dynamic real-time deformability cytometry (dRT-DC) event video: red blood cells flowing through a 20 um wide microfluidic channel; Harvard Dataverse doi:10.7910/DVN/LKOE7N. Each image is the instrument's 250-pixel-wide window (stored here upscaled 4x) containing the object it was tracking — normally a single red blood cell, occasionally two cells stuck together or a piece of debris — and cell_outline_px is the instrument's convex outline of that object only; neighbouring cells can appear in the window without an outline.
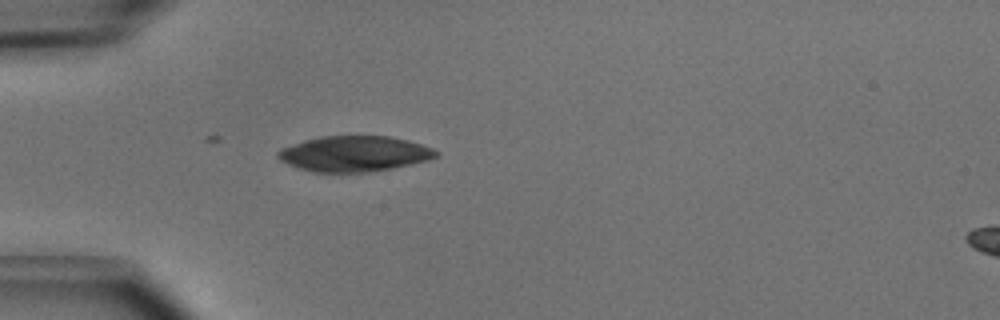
{"species": "common noctule bat (a hibernating species)", "species_latin": "Nyctalus noctula", "temperature_condition": "cold", "stored_images_in_passage": 17, "camera_frame_rate_fps": 3000, "um_per_image_px": 0.085, "animal": {"sex": "male", "body_mass_g": 15.6}, "frame": {"image": 1, "passage_image": 14, "time_ms": 4.333, "image_size_px": [1000, 320], "cell_outline_px": [[440, 156], [428, 160], [392, 168], [372, 172], [312, 172], [288, 164], [280, 160], [276, 156], [276, 152], [280, 148], [304, 140], [320, 136], [388, 136], [408, 140], [432, 148], [440, 152]], "centroid_in_image_um": [30.11, 13.07], "position_along_channel_um": 54.9, "area_um2": 32.89}}